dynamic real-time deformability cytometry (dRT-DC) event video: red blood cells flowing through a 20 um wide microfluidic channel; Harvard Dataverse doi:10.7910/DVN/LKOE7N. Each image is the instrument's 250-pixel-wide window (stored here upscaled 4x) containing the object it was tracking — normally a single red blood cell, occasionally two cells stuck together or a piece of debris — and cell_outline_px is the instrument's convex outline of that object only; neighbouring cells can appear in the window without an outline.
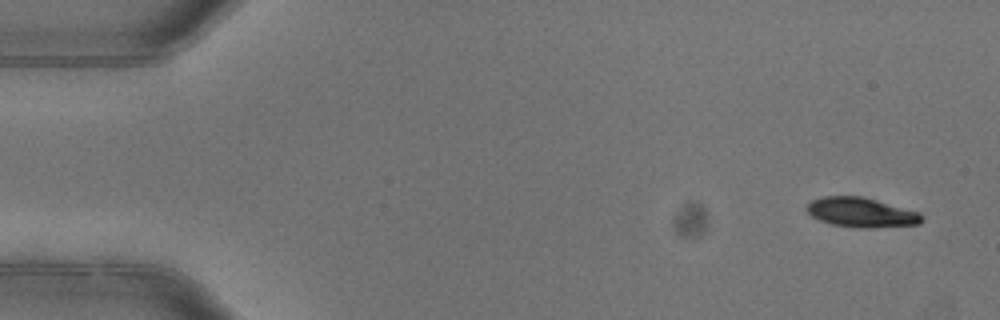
{"species": "common noctule bat (a hibernating species)", "species_latin": "Nyctalus noctula", "temperature_condition": "warm", "stored_images_in_passage": 4, "camera_frame_rate_fps": 3000, "um_per_image_px": 0.085, "animal": {"sex": "female"}, "frame": {"image": 1, "passage_image": 1, "time_ms": 0.0, "image_size_px": [1000, 320], "cell_outline_px": [[924, 220], [920, 224], [872, 228], [860, 228], [832, 224], [820, 220], [812, 216], [804, 208], [812, 200], [824, 196], [864, 196], [920, 212], [924, 216]], "centroid_in_image_um": [73.25, 18.05], "position_along_channel_um": 11.8, "area_um2": 20.06}}